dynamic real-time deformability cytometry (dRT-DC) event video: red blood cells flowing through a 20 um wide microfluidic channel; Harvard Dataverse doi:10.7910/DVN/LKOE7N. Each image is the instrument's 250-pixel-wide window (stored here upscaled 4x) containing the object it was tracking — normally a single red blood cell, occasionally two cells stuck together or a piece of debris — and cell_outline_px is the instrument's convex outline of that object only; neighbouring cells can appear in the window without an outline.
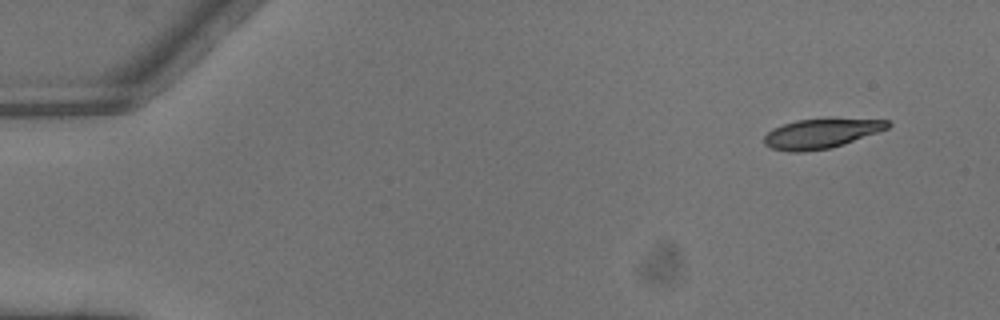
{"species": "common noctule bat (a hibernating species)", "species_latin": "Nyctalus noctula", "temperature_condition": "warm", "stored_images_in_passage": 4, "camera_frame_rate_fps": 3000, "um_per_image_px": 0.085, "animal": {"sex": "male", "body_mass_g": 13.3}, "frame": {"image": 1, "passage_image": 1, "time_ms": 0.0, "image_size_px": [1000, 320], "cell_outline_px": [[892, 124], [888, 128], [844, 144], [828, 148], [804, 152], [788, 152], [772, 148], [764, 144], [764, 136], [772, 128], [796, 120], [888, 120]], "centroid_in_image_um": [69.73, 11.38], "position_along_channel_um": 15.3, "area_um2": 20.69}}
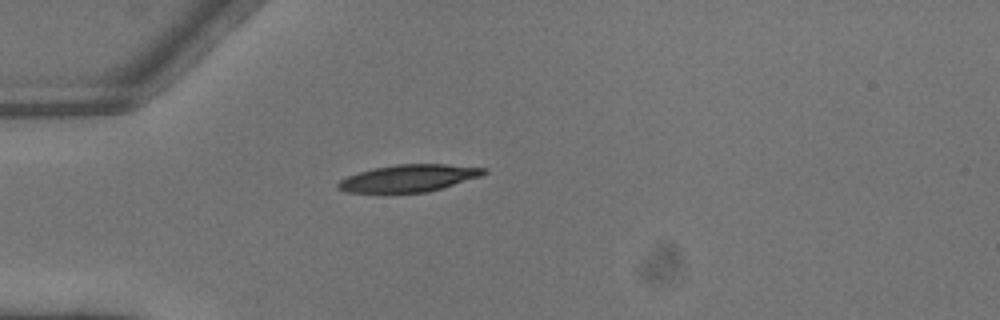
{"frame": {"image": 2, "passage_image": 4, "time_ms": 1.0, "image_size_px": [1000, 320], "cell_outline_px": [[488, 172], [480, 176], [428, 192], [348, 192], [336, 188], [336, 184], [340, 180], [348, 176], [372, 168], [396, 164], [444, 164], [488, 168]], "centroid_in_image_um": [34.74, 15.13], "position_along_channel_um": 50.3, "area_um2": 22.83}}